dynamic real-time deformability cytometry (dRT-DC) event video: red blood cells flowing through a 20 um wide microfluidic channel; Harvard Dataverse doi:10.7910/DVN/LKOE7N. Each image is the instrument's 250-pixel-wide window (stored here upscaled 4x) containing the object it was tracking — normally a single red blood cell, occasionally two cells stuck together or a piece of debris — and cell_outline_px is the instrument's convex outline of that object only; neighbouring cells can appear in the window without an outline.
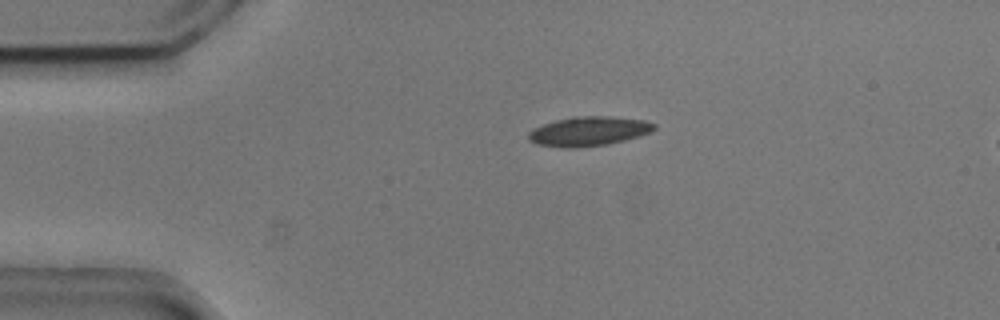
{"species": "common noctule bat (a hibernating species)", "species_latin": "Nyctalus noctula", "temperature_condition": "cold", "stored_images_in_passage": 4, "camera_frame_rate_fps": 3000, "um_per_image_px": 0.085, "animal": {"sex": "male", "body_mass_g": 20.5, "forearm_length_mm": 52.5}, "frame": {"image": 1, "passage_image": 3, "time_ms": 0.667, "image_size_px": [1000, 320], "cell_outline_px": [[656, 128], [652, 132], [624, 140], [608, 144], [576, 148], [564, 148], [536, 144], [528, 140], [528, 132], [532, 128], [556, 120], [572, 116], [608, 116], [644, 120], [656, 124]], "centroid_in_image_um": [50.02, 11.16], "position_along_channel_um": 35.0, "area_um2": 21.68}}